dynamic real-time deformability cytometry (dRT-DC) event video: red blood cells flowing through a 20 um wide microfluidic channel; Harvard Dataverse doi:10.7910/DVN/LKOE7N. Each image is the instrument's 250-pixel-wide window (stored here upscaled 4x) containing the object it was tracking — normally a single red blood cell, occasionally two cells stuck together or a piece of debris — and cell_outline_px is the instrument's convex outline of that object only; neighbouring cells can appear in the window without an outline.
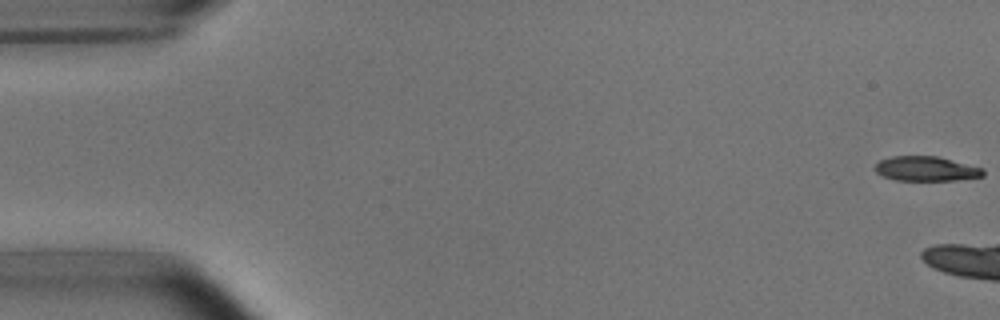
{"species": "common noctule bat (a hibernating species)", "species_latin": "Nyctalus noctula", "temperature_condition": "room temperature", "stored_images_in_passage": 6, "camera_frame_rate_fps": 3000, "um_per_image_px": 0.085, "animal": {"sex": "male", "body_mass_g": 15.6}, "frame": {"image": 1, "passage_image": 1, "time_ms": 0.0, "image_size_px": [1000, 320], "cell_outline_px": [[984, 176], [956, 180], [896, 180], [884, 176], [876, 172], [872, 168], [880, 160], [892, 156], [936, 156], [984, 168]], "centroid_in_image_um": [78.71, 14.34], "position_along_channel_um": 6.3, "area_um2": 15.49}}